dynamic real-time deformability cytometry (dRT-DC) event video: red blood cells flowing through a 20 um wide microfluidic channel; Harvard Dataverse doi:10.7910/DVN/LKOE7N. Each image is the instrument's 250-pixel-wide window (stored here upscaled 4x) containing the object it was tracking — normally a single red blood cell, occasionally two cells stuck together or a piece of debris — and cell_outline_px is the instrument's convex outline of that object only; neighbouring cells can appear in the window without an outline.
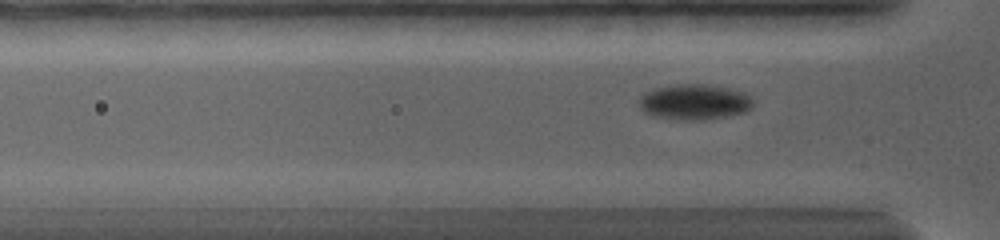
{"species": "common noctule bat (a hibernating species)", "species_latin": "Nyctalus noctula", "temperature_condition": "warm", "stored_images_in_passage": 59, "camera_frame_rate_fps": 5000, "um_per_image_px": 0.085, "animal": {"sex": "female", "body_mass_g": 19.0, "forearm_length_mm": 56.7}, "frame": {"image": 1, "passage_image": 14, "time_ms": 3.6, "image_size_px": [1000, 240], "cell_outline_px": [[752, 108], [748, 112], [732, 116], [704, 120], [668, 120], [652, 116], [644, 112], [640, 108], [640, 100], [644, 96], [660, 88], [680, 84], [692, 84], [716, 88], [740, 96], [748, 100], [752, 104]], "centroid_in_image_um": [58.92, 8.77], "position_along_channel_um": 66.9, "area_um2": 22.2}}
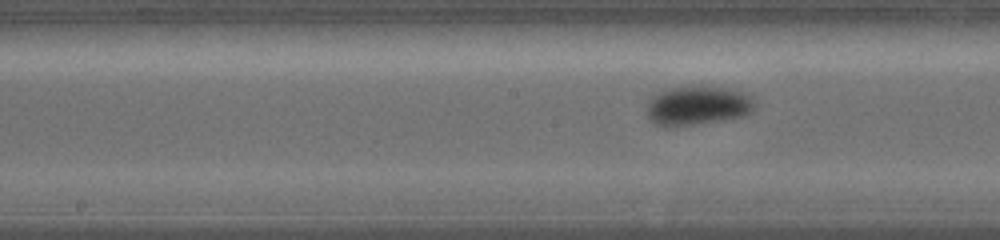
{"frame": {"image": 2, "passage_image": 27, "time_ms": 7.0, "image_size_px": [1000, 240], "cell_outline_px": [[756, 100], [752, 112], [748, 116], [672, 128], [664, 128], [656, 124], [648, 116], [648, 100], [656, 92], [664, 88], [692, 84], [724, 88], [744, 92], [752, 96]], "centroid_in_image_um": [59.3, 8.96], "position_along_channel_um": 188.9, "area_um2": 25.66}}
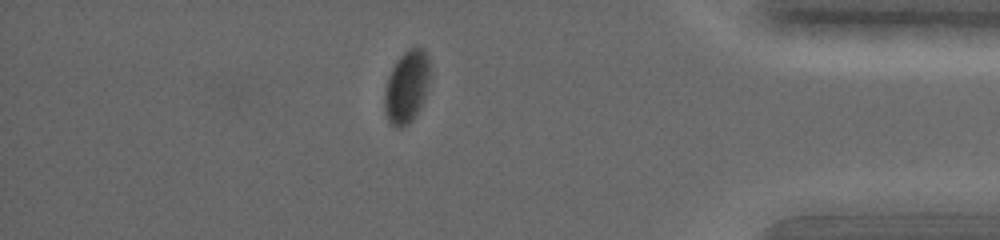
{"frame": {"image": 3, "passage_image": 46, "time_ms": 13.8, "image_size_px": [1000, 240], "cell_outline_px": [[432, 76], [424, 100], [416, 116], [408, 124], [400, 128], [396, 128], [388, 120], [384, 112], [384, 92], [388, 76], [396, 60], [408, 48], [424, 48], [428, 56]], "centroid_in_image_um": [34.6, 7.37], "position_along_channel_um": 400.6, "area_um2": 19.77}, "authors_computed_cell_mechanics": {"area_um2": 21.0392, "velocity_mm_per_s": 3.5962, "shape_relaxation_time_tau1_ms": 3.5684, "shape_relaxation_time_tau2_ms": null, "deformation_change_tau1": 0.0575, "deformation_change_tau2": null}}